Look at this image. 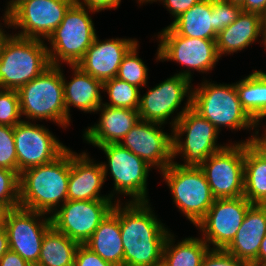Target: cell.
<instances>
[{
    "instance_id": "41",
    "label": "cell",
    "mask_w": 266,
    "mask_h": 266,
    "mask_svg": "<svg viewBox=\"0 0 266 266\" xmlns=\"http://www.w3.org/2000/svg\"><path fill=\"white\" fill-rule=\"evenodd\" d=\"M259 131L252 132L248 139L240 140L238 142H246L248 146L266 162V140L260 135Z\"/></svg>"
},
{
    "instance_id": "44",
    "label": "cell",
    "mask_w": 266,
    "mask_h": 266,
    "mask_svg": "<svg viewBox=\"0 0 266 266\" xmlns=\"http://www.w3.org/2000/svg\"><path fill=\"white\" fill-rule=\"evenodd\" d=\"M266 264V235L261 241L257 260L251 266H264Z\"/></svg>"
},
{
    "instance_id": "37",
    "label": "cell",
    "mask_w": 266,
    "mask_h": 266,
    "mask_svg": "<svg viewBox=\"0 0 266 266\" xmlns=\"http://www.w3.org/2000/svg\"><path fill=\"white\" fill-rule=\"evenodd\" d=\"M201 266H249L224 249H210L204 256Z\"/></svg>"
},
{
    "instance_id": "24",
    "label": "cell",
    "mask_w": 266,
    "mask_h": 266,
    "mask_svg": "<svg viewBox=\"0 0 266 266\" xmlns=\"http://www.w3.org/2000/svg\"><path fill=\"white\" fill-rule=\"evenodd\" d=\"M72 69L71 80H66L62 68L64 101L66 113L71 118L70 108L73 106L84 113H94L103 102V82L85 73L77 65H69ZM102 92V93H101Z\"/></svg>"
},
{
    "instance_id": "47",
    "label": "cell",
    "mask_w": 266,
    "mask_h": 266,
    "mask_svg": "<svg viewBox=\"0 0 266 266\" xmlns=\"http://www.w3.org/2000/svg\"><path fill=\"white\" fill-rule=\"evenodd\" d=\"M24 0H8L6 7H4V14H9L17 5H19Z\"/></svg>"
},
{
    "instance_id": "32",
    "label": "cell",
    "mask_w": 266,
    "mask_h": 266,
    "mask_svg": "<svg viewBox=\"0 0 266 266\" xmlns=\"http://www.w3.org/2000/svg\"><path fill=\"white\" fill-rule=\"evenodd\" d=\"M139 45L137 42L123 57L116 77L142 90L143 87H148L149 68L138 55Z\"/></svg>"
},
{
    "instance_id": "34",
    "label": "cell",
    "mask_w": 266,
    "mask_h": 266,
    "mask_svg": "<svg viewBox=\"0 0 266 266\" xmlns=\"http://www.w3.org/2000/svg\"><path fill=\"white\" fill-rule=\"evenodd\" d=\"M22 121L17 90L0 89V125L14 127Z\"/></svg>"
},
{
    "instance_id": "15",
    "label": "cell",
    "mask_w": 266,
    "mask_h": 266,
    "mask_svg": "<svg viewBox=\"0 0 266 266\" xmlns=\"http://www.w3.org/2000/svg\"><path fill=\"white\" fill-rule=\"evenodd\" d=\"M114 200H67L51 216L52 227L68 238L85 244L112 210Z\"/></svg>"
},
{
    "instance_id": "22",
    "label": "cell",
    "mask_w": 266,
    "mask_h": 266,
    "mask_svg": "<svg viewBox=\"0 0 266 266\" xmlns=\"http://www.w3.org/2000/svg\"><path fill=\"white\" fill-rule=\"evenodd\" d=\"M265 235L266 204H252L234 239L224 250L251 266L257 260Z\"/></svg>"
},
{
    "instance_id": "23",
    "label": "cell",
    "mask_w": 266,
    "mask_h": 266,
    "mask_svg": "<svg viewBox=\"0 0 266 266\" xmlns=\"http://www.w3.org/2000/svg\"><path fill=\"white\" fill-rule=\"evenodd\" d=\"M255 42L264 45V18L257 13L242 11L232 24L217 34L216 46L222 58L241 52Z\"/></svg>"
},
{
    "instance_id": "52",
    "label": "cell",
    "mask_w": 266,
    "mask_h": 266,
    "mask_svg": "<svg viewBox=\"0 0 266 266\" xmlns=\"http://www.w3.org/2000/svg\"><path fill=\"white\" fill-rule=\"evenodd\" d=\"M3 213H4V211L0 208V221H2V219H3Z\"/></svg>"
},
{
    "instance_id": "25",
    "label": "cell",
    "mask_w": 266,
    "mask_h": 266,
    "mask_svg": "<svg viewBox=\"0 0 266 266\" xmlns=\"http://www.w3.org/2000/svg\"><path fill=\"white\" fill-rule=\"evenodd\" d=\"M84 245L113 266H123L124 248L120 222L112 210Z\"/></svg>"
},
{
    "instance_id": "3",
    "label": "cell",
    "mask_w": 266,
    "mask_h": 266,
    "mask_svg": "<svg viewBox=\"0 0 266 266\" xmlns=\"http://www.w3.org/2000/svg\"><path fill=\"white\" fill-rule=\"evenodd\" d=\"M204 77L199 86H192L191 108L220 132L223 128L256 132L257 123L242 108L235 82L218 84Z\"/></svg>"
},
{
    "instance_id": "43",
    "label": "cell",
    "mask_w": 266,
    "mask_h": 266,
    "mask_svg": "<svg viewBox=\"0 0 266 266\" xmlns=\"http://www.w3.org/2000/svg\"><path fill=\"white\" fill-rule=\"evenodd\" d=\"M0 266H32L24 260L19 254L8 250L0 259Z\"/></svg>"
},
{
    "instance_id": "18",
    "label": "cell",
    "mask_w": 266,
    "mask_h": 266,
    "mask_svg": "<svg viewBox=\"0 0 266 266\" xmlns=\"http://www.w3.org/2000/svg\"><path fill=\"white\" fill-rule=\"evenodd\" d=\"M162 126V123L139 120L120 141L159 173L173 162L172 130L167 133Z\"/></svg>"
},
{
    "instance_id": "50",
    "label": "cell",
    "mask_w": 266,
    "mask_h": 266,
    "mask_svg": "<svg viewBox=\"0 0 266 266\" xmlns=\"http://www.w3.org/2000/svg\"><path fill=\"white\" fill-rule=\"evenodd\" d=\"M263 46L266 51V21H264V45Z\"/></svg>"
},
{
    "instance_id": "28",
    "label": "cell",
    "mask_w": 266,
    "mask_h": 266,
    "mask_svg": "<svg viewBox=\"0 0 266 266\" xmlns=\"http://www.w3.org/2000/svg\"><path fill=\"white\" fill-rule=\"evenodd\" d=\"M242 108L257 123L266 115V72L254 69L235 82Z\"/></svg>"
},
{
    "instance_id": "21",
    "label": "cell",
    "mask_w": 266,
    "mask_h": 266,
    "mask_svg": "<svg viewBox=\"0 0 266 266\" xmlns=\"http://www.w3.org/2000/svg\"><path fill=\"white\" fill-rule=\"evenodd\" d=\"M95 113L100 114L97 123L82 131L85 143H89L95 148L106 144L120 143L140 120L138 110L115 108L104 104H101Z\"/></svg>"
},
{
    "instance_id": "31",
    "label": "cell",
    "mask_w": 266,
    "mask_h": 266,
    "mask_svg": "<svg viewBox=\"0 0 266 266\" xmlns=\"http://www.w3.org/2000/svg\"><path fill=\"white\" fill-rule=\"evenodd\" d=\"M140 89L117 77L103 82V92L108 95V102L102 104L115 107L138 110Z\"/></svg>"
},
{
    "instance_id": "7",
    "label": "cell",
    "mask_w": 266,
    "mask_h": 266,
    "mask_svg": "<svg viewBox=\"0 0 266 266\" xmlns=\"http://www.w3.org/2000/svg\"><path fill=\"white\" fill-rule=\"evenodd\" d=\"M98 149L106 155V161L100 162L105 181L108 175L113 178V190L109 191L111 198L121 202L119 197L126 195L129 196L126 202L150 201L147 181L153 168L120 143L98 146Z\"/></svg>"
},
{
    "instance_id": "46",
    "label": "cell",
    "mask_w": 266,
    "mask_h": 266,
    "mask_svg": "<svg viewBox=\"0 0 266 266\" xmlns=\"http://www.w3.org/2000/svg\"><path fill=\"white\" fill-rule=\"evenodd\" d=\"M3 16H1V20L2 22L4 23H1L0 22V49H1V46H2V43L3 41L5 40V38L10 34L8 33L5 28H10V20H9V16L7 14H2ZM0 20V21H1ZM3 24V26H2ZM4 27V28H3Z\"/></svg>"
},
{
    "instance_id": "49",
    "label": "cell",
    "mask_w": 266,
    "mask_h": 266,
    "mask_svg": "<svg viewBox=\"0 0 266 266\" xmlns=\"http://www.w3.org/2000/svg\"><path fill=\"white\" fill-rule=\"evenodd\" d=\"M152 0H136V2L138 4H140L139 6H141L142 4H148L150 3Z\"/></svg>"
},
{
    "instance_id": "51",
    "label": "cell",
    "mask_w": 266,
    "mask_h": 266,
    "mask_svg": "<svg viewBox=\"0 0 266 266\" xmlns=\"http://www.w3.org/2000/svg\"><path fill=\"white\" fill-rule=\"evenodd\" d=\"M225 1L236 3V4H241L244 0H225Z\"/></svg>"
},
{
    "instance_id": "14",
    "label": "cell",
    "mask_w": 266,
    "mask_h": 266,
    "mask_svg": "<svg viewBox=\"0 0 266 266\" xmlns=\"http://www.w3.org/2000/svg\"><path fill=\"white\" fill-rule=\"evenodd\" d=\"M76 0H24L9 14L15 35L46 40L62 22L66 11Z\"/></svg>"
},
{
    "instance_id": "12",
    "label": "cell",
    "mask_w": 266,
    "mask_h": 266,
    "mask_svg": "<svg viewBox=\"0 0 266 266\" xmlns=\"http://www.w3.org/2000/svg\"><path fill=\"white\" fill-rule=\"evenodd\" d=\"M2 225L7 231L10 250L35 266L43 237L52 227L50 216L19 206L4 211Z\"/></svg>"
},
{
    "instance_id": "35",
    "label": "cell",
    "mask_w": 266,
    "mask_h": 266,
    "mask_svg": "<svg viewBox=\"0 0 266 266\" xmlns=\"http://www.w3.org/2000/svg\"><path fill=\"white\" fill-rule=\"evenodd\" d=\"M214 30L219 33L232 24L243 11L240 4L225 0H211Z\"/></svg>"
},
{
    "instance_id": "39",
    "label": "cell",
    "mask_w": 266,
    "mask_h": 266,
    "mask_svg": "<svg viewBox=\"0 0 266 266\" xmlns=\"http://www.w3.org/2000/svg\"><path fill=\"white\" fill-rule=\"evenodd\" d=\"M157 1L167 9L171 14L170 17L173 18V21L177 19L182 13L186 12L193 5L199 3L201 0H152L149 4Z\"/></svg>"
},
{
    "instance_id": "27",
    "label": "cell",
    "mask_w": 266,
    "mask_h": 266,
    "mask_svg": "<svg viewBox=\"0 0 266 266\" xmlns=\"http://www.w3.org/2000/svg\"><path fill=\"white\" fill-rule=\"evenodd\" d=\"M176 236L170 232L166 238L162 264L164 266H201L210 247L201 237H185L175 244Z\"/></svg>"
},
{
    "instance_id": "36",
    "label": "cell",
    "mask_w": 266,
    "mask_h": 266,
    "mask_svg": "<svg viewBox=\"0 0 266 266\" xmlns=\"http://www.w3.org/2000/svg\"><path fill=\"white\" fill-rule=\"evenodd\" d=\"M0 168L17 172L14 127L0 125Z\"/></svg>"
},
{
    "instance_id": "40",
    "label": "cell",
    "mask_w": 266,
    "mask_h": 266,
    "mask_svg": "<svg viewBox=\"0 0 266 266\" xmlns=\"http://www.w3.org/2000/svg\"><path fill=\"white\" fill-rule=\"evenodd\" d=\"M80 5L94 10L97 13L105 10L117 9L120 7L121 0H76Z\"/></svg>"
},
{
    "instance_id": "10",
    "label": "cell",
    "mask_w": 266,
    "mask_h": 266,
    "mask_svg": "<svg viewBox=\"0 0 266 266\" xmlns=\"http://www.w3.org/2000/svg\"><path fill=\"white\" fill-rule=\"evenodd\" d=\"M160 174L171 192L173 204L196 226L215 200L204 172L200 167L172 162Z\"/></svg>"
},
{
    "instance_id": "33",
    "label": "cell",
    "mask_w": 266,
    "mask_h": 266,
    "mask_svg": "<svg viewBox=\"0 0 266 266\" xmlns=\"http://www.w3.org/2000/svg\"><path fill=\"white\" fill-rule=\"evenodd\" d=\"M19 174L0 168V208L3 211L19 207Z\"/></svg>"
},
{
    "instance_id": "38",
    "label": "cell",
    "mask_w": 266,
    "mask_h": 266,
    "mask_svg": "<svg viewBox=\"0 0 266 266\" xmlns=\"http://www.w3.org/2000/svg\"><path fill=\"white\" fill-rule=\"evenodd\" d=\"M74 266H113L108 261L102 259L98 254L92 252L84 244L77 247Z\"/></svg>"
},
{
    "instance_id": "42",
    "label": "cell",
    "mask_w": 266,
    "mask_h": 266,
    "mask_svg": "<svg viewBox=\"0 0 266 266\" xmlns=\"http://www.w3.org/2000/svg\"><path fill=\"white\" fill-rule=\"evenodd\" d=\"M240 7L244 12L257 13L263 18L266 17V0H244Z\"/></svg>"
},
{
    "instance_id": "11",
    "label": "cell",
    "mask_w": 266,
    "mask_h": 266,
    "mask_svg": "<svg viewBox=\"0 0 266 266\" xmlns=\"http://www.w3.org/2000/svg\"><path fill=\"white\" fill-rule=\"evenodd\" d=\"M193 85L189 79L182 75L174 74L151 89L148 87V90L143 95H141L140 91L138 107L140 120L165 125L169 121L171 126L169 128L172 130L179 118L191 108ZM183 101L186 103H183ZM182 103L184 107H181ZM180 107L181 109H178Z\"/></svg>"
},
{
    "instance_id": "9",
    "label": "cell",
    "mask_w": 266,
    "mask_h": 266,
    "mask_svg": "<svg viewBox=\"0 0 266 266\" xmlns=\"http://www.w3.org/2000/svg\"><path fill=\"white\" fill-rule=\"evenodd\" d=\"M219 134L220 131L209 120L190 108L172 128L173 162L181 166L200 167L209 156L229 144H218ZM178 155L184 163L175 161Z\"/></svg>"
},
{
    "instance_id": "6",
    "label": "cell",
    "mask_w": 266,
    "mask_h": 266,
    "mask_svg": "<svg viewBox=\"0 0 266 266\" xmlns=\"http://www.w3.org/2000/svg\"><path fill=\"white\" fill-rule=\"evenodd\" d=\"M96 11L88 9L75 1L66 11L62 22L45 40L51 65L62 66L63 63L77 65L86 50L97 36L90 14Z\"/></svg>"
},
{
    "instance_id": "16",
    "label": "cell",
    "mask_w": 266,
    "mask_h": 266,
    "mask_svg": "<svg viewBox=\"0 0 266 266\" xmlns=\"http://www.w3.org/2000/svg\"><path fill=\"white\" fill-rule=\"evenodd\" d=\"M17 154V173L48 164L61 156L69 147L43 124L22 121L14 126Z\"/></svg>"
},
{
    "instance_id": "45",
    "label": "cell",
    "mask_w": 266,
    "mask_h": 266,
    "mask_svg": "<svg viewBox=\"0 0 266 266\" xmlns=\"http://www.w3.org/2000/svg\"><path fill=\"white\" fill-rule=\"evenodd\" d=\"M9 249L7 231L2 225L0 227V259Z\"/></svg>"
},
{
    "instance_id": "29",
    "label": "cell",
    "mask_w": 266,
    "mask_h": 266,
    "mask_svg": "<svg viewBox=\"0 0 266 266\" xmlns=\"http://www.w3.org/2000/svg\"><path fill=\"white\" fill-rule=\"evenodd\" d=\"M79 245L51 227L43 237L39 260L35 266H74Z\"/></svg>"
},
{
    "instance_id": "4",
    "label": "cell",
    "mask_w": 266,
    "mask_h": 266,
    "mask_svg": "<svg viewBox=\"0 0 266 266\" xmlns=\"http://www.w3.org/2000/svg\"><path fill=\"white\" fill-rule=\"evenodd\" d=\"M23 121H51L61 128L71 126L66 113L61 66H49L17 90Z\"/></svg>"
},
{
    "instance_id": "2",
    "label": "cell",
    "mask_w": 266,
    "mask_h": 266,
    "mask_svg": "<svg viewBox=\"0 0 266 266\" xmlns=\"http://www.w3.org/2000/svg\"><path fill=\"white\" fill-rule=\"evenodd\" d=\"M70 147L54 161L19 175V206L51 216L67 201Z\"/></svg>"
},
{
    "instance_id": "20",
    "label": "cell",
    "mask_w": 266,
    "mask_h": 266,
    "mask_svg": "<svg viewBox=\"0 0 266 266\" xmlns=\"http://www.w3.org/2000/svg\"><path fill=\"white\" fill-rule=\"evenodd\" d=\"M104 183L101 163L90 158L87 151L77 153L70 149L67 200H113L109 193L101 194Z\"/></svg>"
},
{
    "instance_id": "8",
    "label": "cell",
    "mask_w": 266,
    "mask_h": 266,
    "mask_svg": "<svg viewBox=\"0 0 266 266\" xmlns=\"http://www.w3.org/2000/svg\"><path fill=\"white\" fill-rule=\"evenodd\" d=\"M158 47L155 56L157 62H174L182 65L174 74L193 81L194 71L209 74L221 59L216 40L190 38L178 35L169 25L156 34ZM193 73V74H192Z\"/></svg>"
},
{
    "instance_id": "5",
    "label": "cell",
    "mask_w": 266,
    "mask_h": 266,
    "mask_svg": "<svg viewBox=\"0 0 266 266\" xmlns=\"http://www.w3.org/2000/svg\"><path fill=\"white\" fill-rule=\"evenodd\" d=\"M46 43L10 33L0 49V89L18 90L51 66Z\"/></svg>"
},
{
    "instance_id": "19",
    "label": "cell",
    "mask_w": 266,
    "mask_h": 266,
    "mask_svg": "<svg viewBox=\"0 0 266 266\" xmlns=\"http://www.w3.org/2000/svg\"><path fill=\"white\" fill-rule=\"evenodd\" d=\"M137 42L136 38L129 37L101 41L97 35L77 66L102 82L115 78L123 57Z\"/></svg>"
},
{
    "instance_id": "30",
    "label": "cell",
    "mask_w": 266,
    "mask_h": 266,
    "mask_svg": "<svg viewBox=\"0 0 266 266\" xmlns=\"http://www.w3.org/2000/svg\"><path fill=\"white\" fill-rule=\"evenodd\" d=\"M243 196L252 204H266V162L246 142Z\"/></svg>"
},
{
    "instance_id": "13",
    "label": "cell",
    "mask_w": 266,
    "mask_h": 266,
    "mask_svg": "<svg viewBox=\"0 0 266 266\" xmlns=\"http://www.w3.org/2000/svg\"><path fill=\"white\" fill-rule=\"evenodd\" d=\"M245 142L229 144L200 166L215 199L244 195Z\"/></svg>"
},
{
    "instance_id": "48",
    "label": "cell",
    "mask_w": 266,
    "mask_h": 266,
    "mask_svg": "<svg viewBox=\"0 0 266 266\" xmlns=\"http://www.w3.org/2000/svg\"><path fill=\"white\" fill-rule=\"evenodd\" d=\"M266 115L264 117H262L258 122H257V130H259V128L261 127L260 125L262 124L261 122H263V119L265 120ZM266 124V123H265ZM263 126V131L262 134H260L265 140H266V125L262 124Z\"/></svg>"
},
{
    "instance_id": "17",
    "label": "cell",
    "mask_w": 266,
    "mask_h": 266,
    "mask_svg": "<svg viewBox=\"0 0 266 266\" xmlns=\"http://www.w3.org/2000/svg\"><path fill=\"white\" fill-rule=\"evenodd\" d=\"M252 205L244 196L215 199L205 217L195 226L210 249H225L234 239Z\"/></svg>"
},
{
    "instance_id": "1",
    "label": "cell",
    "mask_w": 266,
    "mask_h": 266,
    "mask_svg": "<svg viewBox=\"0 0 266 266\" xmlns=\"http://www.w3.org/2000/svg\"><path fill=\"white\" fill-rule=\"evenodd\" d=\"M148 202H115L112 211L120 222L123 266H156L171 232ZM154 211V212H153Z\"/></svg>"
},
{
    "instance_id": "26",
    "label": "cell",
    "mask_w": 266,
    "mask_h": 266,
    "mask_svg": "<svg viewBox=\"0 0 266 266\" xmlns=\"http://www.w3.org/2000/svg\"><path fill=\"white\" fill-rule=\"evenodd\" d=\"M211 0H201L193 5L169 26L178 34L190 38L216 40Z\"/></svg>"
}]
</instances>
